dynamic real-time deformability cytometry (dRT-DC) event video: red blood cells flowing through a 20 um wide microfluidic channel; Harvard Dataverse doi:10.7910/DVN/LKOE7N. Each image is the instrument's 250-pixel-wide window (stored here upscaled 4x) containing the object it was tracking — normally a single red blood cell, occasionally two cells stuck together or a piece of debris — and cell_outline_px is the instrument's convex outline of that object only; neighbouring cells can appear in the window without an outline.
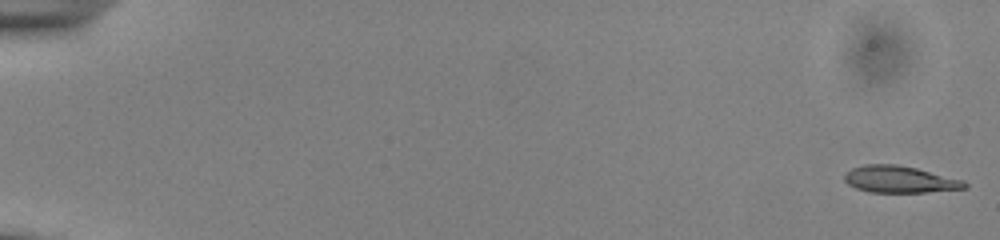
{"species": "common noctule bat (a hibernating species)", "species_latin": "Nyctalus noctula", "temperature_condition": "cold", "stored_images_in_passage": 54, "camera_frame_rate_fps": 3000, "um_per_image_px": 0.085, "animal": {"sex": "male", "body_mass_g": 13.0, "forearm_length_mm": 53.1}, "frame": {"image": 1, "passage_image": 1, "time_ms": 0.0, "image_size_px": [1000, 240], "cell_outline_px": [[968, 188], [928, 192], [868, 192], [856, 188], [848, 184], [844, 180], [844, 176], [852, 168], [864, 164], [896, 164], [916, 168], [964, 180], [968, 184]], "centroid_in_image_um": [76.49, 15.25], "position_along_channel_um": 8.5, "area_um2": 18.79}}
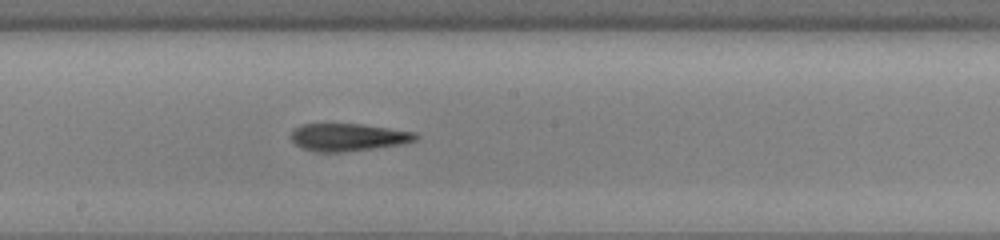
{"frame": {"image": 2, "passage_image": 31, "time_ms": 10.0, "image_size_px": [1000, 240], "cell_outline_px": [[420, 136], [416, 140], [404, 144], [376, 148], [344, 152], [320, 152], [300, 148], [292, 140], [292, 128], [300, 124], [364, 124], [416, 132]], "centroid_in_image_um": [29.62, 11.66], "position_along_channel_um": 218.6, "area_um2": 20.29}}
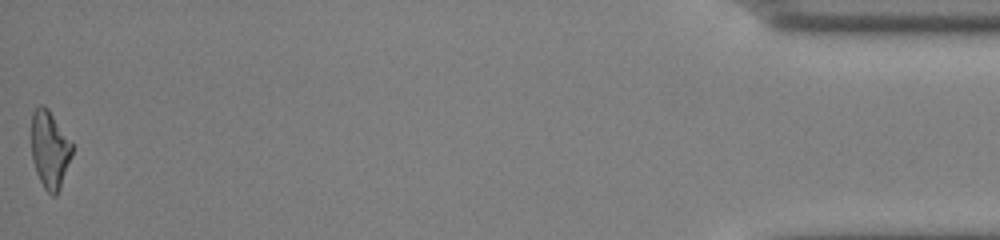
{"frame": {"image": 3, "passage_image": 54, "time_ms": 17.667, "image_size_px": [1000, 240], "cell_outline_px": [[72, 156], [60, 188], [56, 196], [52, 196], [44, 188], [36, 172], [32, 160], [32, 112], [40, 104], [44, 104], [48, 108], [72, 144]], "centroid_in_image_um": [4.22, 12.72], "position_along_channel_um": 431.0, "area_um2": 18.26}, "authors_computed_cell_mechanics": {"area_um2": 19.5653, "velocity_mm_per_s": 3.9092, "shape_relaxation_time_tau1_ms": 5.1168, "shape_relaxation_time_tau2_ms": 3.8647, "deformation_change_tau1": 0.1856, "deformation_change_tau2": 0.1478}}